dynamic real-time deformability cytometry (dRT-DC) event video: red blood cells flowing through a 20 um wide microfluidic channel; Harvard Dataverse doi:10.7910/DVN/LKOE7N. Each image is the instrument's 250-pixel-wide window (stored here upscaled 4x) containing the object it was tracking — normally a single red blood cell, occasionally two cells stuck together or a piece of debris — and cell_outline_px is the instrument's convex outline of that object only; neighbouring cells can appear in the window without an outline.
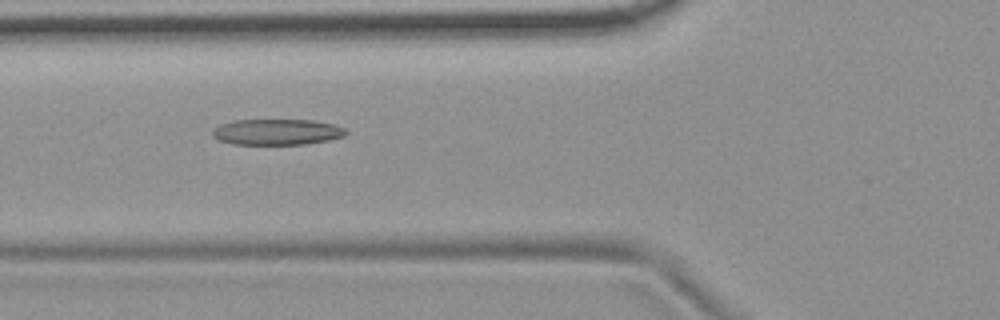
{"species": "common noctule bat (a hibernating species)", "species_latin": "Nyctalus noctula", "temperature_condition": "room temperature", "stored_images_in_passage": 41, "camera_frame_rate_fps": 3000, "um_per_image_px": 0.085, "animal": {"sex": "female", "body_mass_g": 19.9}, "frame": {"image": 1, "passage_image": 7, "time_ms": 2.0, "image_size_px": [1000, 320], "cell_outline_px": [[348, 132], [344, 136], [328, 140], [304, 144], [232, 144], [220, 140], [212, 136], [212, 128], [220, 124], [232, 120], [312, 120], [332, 124], [344, 128]], "centroid_in_image_um": [23.5, 11.21], "position_along_channel_um": 102.3, "area_um2": 20.11}}
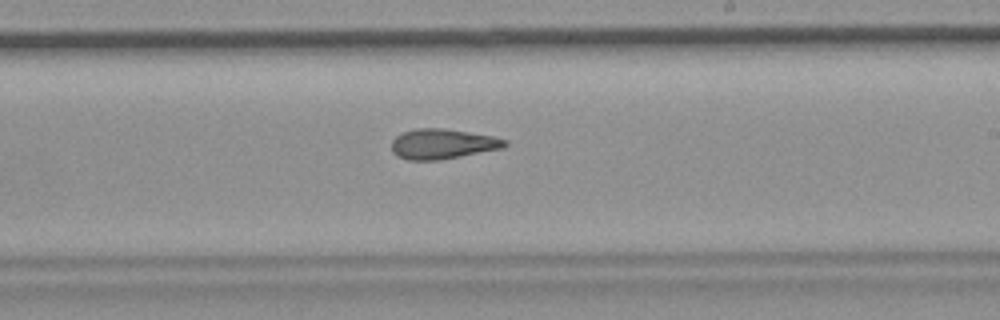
{"frame": {"image": 2, "passage_image": 19, "time_ms": 6.0, "image_size_px": [1000, 320], "cell_outline_px": [[508, 144], [504, 148], [440, 160], [408, 160], [396, 156], [392, 152], [392, 140], [400, 132], [416, 128], [444, 128], [496, 136], [508, 140]], "centroid_in_image_um": [37.63, 12.23], "position_along_channel_um": 251.4, "area_um2": 20.23}}
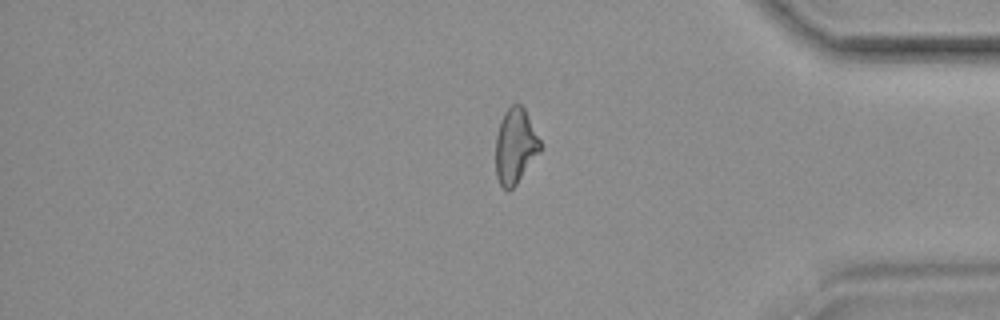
{"frame": {"image": 3, "passage_image": 32, "time_ms": 10.333, "image_size_px": [1000, 320], "cell_outline_px": [[540, 152], [516, 184], [508, 192], [500, 184], [496, 176], [496, 136], [500, 120], [504, 112], [512, 104], [520, 104], [524, 108], [540, 140]], "centroid_in_image_um": [43.78, 12.42], "position_along_channel_um": 391.4, "area_um2": 19.36}, "authors_computed_cell_mechanics": {"area_um2": 20.0566, "velocity_mm_per_s": 3.7331, "shape_relaxation_time_tau1_ms": null, "shape_relaxation_time_tau2_ms": 2.8063, "deformation_change_tau1": null, "deformation_change_tau2": 0.1217}}